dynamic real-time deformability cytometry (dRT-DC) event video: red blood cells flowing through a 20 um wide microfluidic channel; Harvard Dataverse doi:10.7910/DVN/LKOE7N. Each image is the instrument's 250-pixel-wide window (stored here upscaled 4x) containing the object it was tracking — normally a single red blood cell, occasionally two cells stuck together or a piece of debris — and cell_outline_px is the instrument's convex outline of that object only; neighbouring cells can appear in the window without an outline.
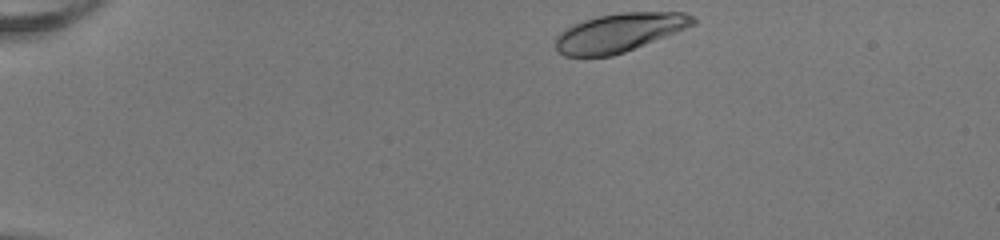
{"species": "human", "species_latin": "Homo sapiens", "temperature_condition": "room temperature", "stored_images_in_passage": 43, "camera_frame_rate_fps": 3000, "um_per_image_px": 0.085, "donor": {"sex": "female"}, "frame": {"image": 1, "passage_image": 1, "time_ms": 0.0, "image_size_px": [1000, 240], "cell_outline_px": [[696, 24], [676, 32], [624, 52], [612, 56], [564, 56], [556, 48], [556, 36], [564, 28], [572, 24], [596, 16], [620, 12], [684, 12], [696, 16]], "centroid_in_image_um": [52.64, 2.75], "position_along_channel_um": 32.4, "area_um2": 30.92}}
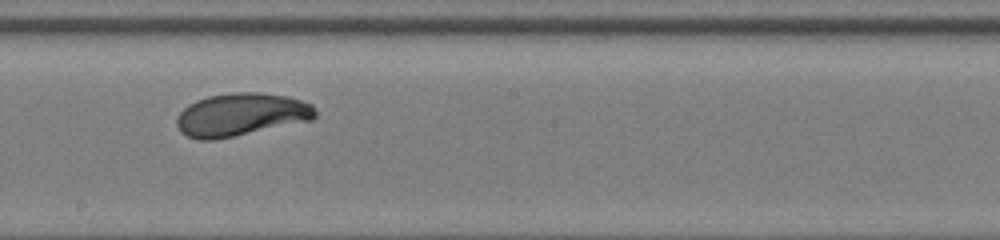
{"frame": {"image": 2, "passage_image": 22, "time_ms": 7.0, "image_size_px": [1000, 240], "cell_outline_px": [[316, 116], [312, 120], [216, 140], [196, 140], [180, 132], [176, 124], [176, 120], [180, 112], [188, 104], [196, 100], [208, 96], [232, 92], [260, 92], [288, 96], [312, 104], [316, 112]], "centroid_in_image_um": [20.47, 9.74], "position_along_channel_um": 227.7, "area_um2": 34.85}}
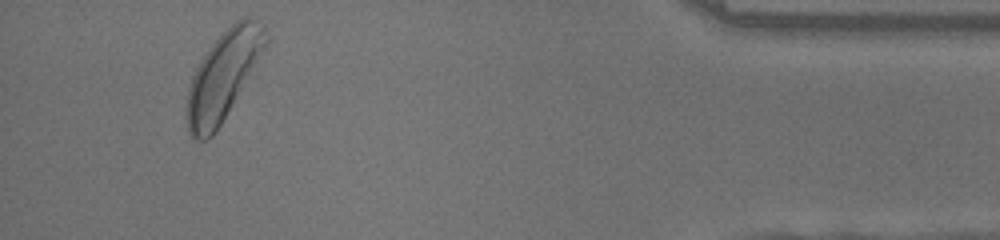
{"frame": {"image": 3, "passage_image": 40, "time_ms": 13.0, "image_size_px": [1000, 240], "cell_outline_px": [[272, 40], [216, 132], [208, 140], [196, 140], [188, 132], [184, 120], [188, 88], [192, 76], [196, 68], [212, 44], [240, 16], [248, 16], [264, 24]], "centroid_in_image_um": [19.01, 6.42], "position_along_channel_um": 416.2, "area_um2": 41.21}, "authors_computed_cell_mechanics": {"area_um2": 34.2176, "velocity_mm_per_s": 3.9816, "shape_relaxation_time_tau1_ms": 3.776, "shape_relaxation_time_tau2_ms": 1.1701, "deformation_change_tau1": 0.1882, "deformation_change_tau2": 0.0571}}